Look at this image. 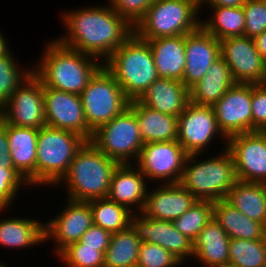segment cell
<instances>
[{"label":"cell","mask_w":266,"mask_h":267,"mask_svg":"<svg viewBox=\"0 0 266 267\" xmlns=\"http://www.w3.org/2000/svg\"><path fill=\"white\" fill-rule=\"evenodd\" d=\"M63 12L62 24L67 32L56 40L101 62L134 33V28L114 11L109 1L105 5L83 6Z\"/></svg>","instance_id":"cell-1"},{"label":"cell","mask_w":266,"mask_h":267,"mask_svg":"<svg viewBox=\"0 0 266 267\" xmlns=\"http://www.w3.org/2000/svg\"><path fill=\"white\" fill-rule=\"evenodd\" d=\"M44 47L33 67V74L44 87L80 95L103 65L98 58L66 47L56 38Z\"/></svg>","instance_id":"cell-2"},{"label":"cell","mask_w":266,"mask_h":267,"mask_svg":"<svg viewBox=\"0 0 266 267\" xmlns=\"http://www.w3.org/2000/svg\"><path fill=\"white\" fill-rule=\"evenodd\" d=\"M117 165L91 141H86L76 152L67 173L54 187L63 186L70 200L88 202L107 198L111 176Z\"/></svg>","instance_id":"cell-3"},{"label":"cell","mask_w":266,"mask_h":267,"mask_svg":"<svg viewBox=\"0 0 266 267\" xmlns=\"http://www.w3.org/2000/svg\"><path fill=\"white\" fill-rule=\"evenodd\" d=\"M224 143L216 156L200 159L201 153L189 154L179 183L197 200L216 202L225 199L238 181L234 160Z\"/></svg>","instance_id":"cell-4"},{"label":"cell","mask_w":266,"mask_h":267,"mask_svg":"<svg viewBox=\"0 0 266 267\" xmlns=\"http://www.w3.org/2000/svg\"><path fill=\"white\" fill-rule=\"evenodd\" d=\"M103 66L130 101L138 99L159 78L149 43L135 33L103 62Z\"/></svg>","instance_id":"cell-5"},{"label":"cell","mask_w":266,"mask_h":267,"mask_svg":"<svg viewBox=\"0 0 266 267\" xmlns=\"http://www.w3.org/2000/svg\"><path fill=\"white\" fill-rule=\"evenodd\" d=\"M85 142L74 132L41 127L37 137L36 186L53 188L67 173L76 152Z\"/></svg>","instance_id":"cell-6"},{"label":"cell","mask_w":266,"mask_h":267,"mask_svg":"<svg viewBox=\"0 0 266 267\" xmlns=\"http://www.w3.org/2000/svg\"><path fill=\"white\" fill-rule=\"evenodd\" d=\"M199 0H156L134 28L142 40L186 35L200 27Z\"/></svg>","instance_id":"cell-7"},{"label":"cell","mask_w":266,"mask_h":267,"mask_svg":"<svg viewBox=\"0 0 266 267\" xmlns=\"http://www.w3.org/2000/svg\"><path fill=\"white\" fill-rule=\"evenodd\" d=\"M88 128L95 132L129 107L130 100L102 65L80 94Z\"/></svg>","instance_id":"cell-8"},{"label":"cell","mask_w":266,"mask_h":267,"mask_svg":"<svg viewBox=\"0 0 266 267\" xmlns=\"http://www.w3.org/2000/svg\"><path fill=\"white\" fill-rule=\"evenodd\" d=\"M90 141L118 164H135L144 145L135 112L130 107L100 126Z\"/></svg>","instance_id":"cell-9"},{"label":"cell","mask_w":266,"mask_h":267,"mask_svg":"<svg viewBox=\"0 0 266 267\" xmlns=\"http://www.w3.org/2000/svg\"><path fill=\"white\" fill-rule=\"evenodd\" d=\"M188 155L177 140L145 143L135 165L149 182L179 183Z\"/></svg>","instance_id":"cell-10"},{"label":"cell","mask_w":266,"mask_h":267,"mask_svg":"<svg viewBox=\"0 0 266 267\" xmlns=\"http://www.w3.org/2000/svg\"><path fill=\"white\" fill-rule=\"evenodd\" d=\"M216 135L227 145V138L219 129L212 106L195 105L190 102L178 117L177 141L188 154L203 155L210 143L217 139Z\"/></svg>","instance_id":"cell-11"},{"label":"cell","mask_w":266,"mask_h":267,"mask_svg":"<svg viewBox=\"0 0 266 267\" xmlns=\"http://www.w3.org/2000/svg\"><path fill=\"white\" fill-rule=\"evenodd\" d=\"M0 118L7 124L40 129L46 126L44 86L32 74L10 95Z\"/></svg>","instance_id":"cell-12"},{"label":"cell","mask_w":266,"mask_h":267,"mask_svg":"<svg viewBox=\"0 0 266 267\" xmlns=\"http://www.w3.org/2000/svg\"><path fill=\"white\" fill-rule=\"evenodd\" d=\"M238 181L266 184V133L255 131L227 139Z\"/></svg>","instance_id":"cell-13"},{"label":"cell","mask_w":266,"mask_h":267,"mask_svg":"<svg viewBox=\"0 0 266 267\" xmlns=\"http://www.w3.org/2000/svg\"><path fill=\"white\" fill-rule=\"evenodd\" d=\"M219 43L221 57L236 83H266V61L258 52L253 38L230 37L219 40Z\"/></svg>","instance_id":"cell-14"},{"label":"cell","mask_w":266,"mask_h":267,"mask_svg":"<svg viewBox=\"0 0 266 267\" xmlns=\"http://www.w3.org/2000/svg\"><path fill=\"white\" fill-rule=\"evenodd\" d=\"M44 112L46 126L91 140L93 132L87 126L80 95L44 87Z\"/></svg>","instance_id":"cell-15"},{"label":"cell","mask_w":266,"mask_h":267,"mask_svg":"<svg viewBox=\"0 0 266 267\" xmlns=\"http://www.w3.org/2000/svg\"><path fill=\"white\" fill-rule=\"evenodd\" d=\"M252 84L236 83L212 105L220 131L231 136L252 132Z\"/></svg>","instance_id":"cell-16"},{"label":"cell","mask_w":266,"mask_h":267,"mask_svg":"<svg viewBox=\"0 0 266 267\" xmlns=\"http://www.w3.org/2000/svg\"><path fill=\"white\" fill-rule=\"evenodd\" d=\"M65 204L55 218L44 223L45 243L54 240L56 255L67 245L78 242L93 225L89 202L67 198Z\"/></svg>","instance_id":"cell-17"},{"label":"cell","mask_w":266,"mask_h":267,"mask_svg":"<svg viewBox=\"0 0 266 267\" xmlns=\"http://www.w3.org/2000/svg\"><path fill=\"white\" fill-rule=\"evenodd\" d=\"M130 227L141 242L160 245L179 258L183 265L194 256L193 241L178 231L172 221L156 220L134 213Z\"/></svg>","instance_id":"cell-18"},{"label":"cell","mask_w":266,"mask_h":267,"mask_svg":"<svg viewBox=\"0 0 266 267\" xmlns=\"http://www.w3.org/2000/svg\"><path fill=\"white\" fill-rule=\"evenodd\" d=\"M186 64L183 80L189 90L207 73L210 66L221 57L220 43L201 26L185 35Z\"/></svg>","instance_id":"cell-19"},{"label":"cell","mask_w":266,"mask_h":267,"mask_svg":"<svg viewBox=\"0 0 266 267\" xmlns=\"http://www.w3.org/2000/svg\"><path fill=\"white\" fill-rule=\"evenodd\" d=\"M196 201L197 199L180 183L160 184L159 187L148 189L144 207L140 213L156 220L173 221L184 214Z\"/></svg>","instance_id":"cell-20"},{"label":"cell","mask_w":266,"mask_h":267,"mask_svg":"<svg viewBox=\"0 0 266 267\" xmlns=\"http://www.w3.org/2000/svg\"><path fill=\"white\" fill-rule=\"evenodd\" d=\"M148 183L135 164H118L111 176L107 198L133 213H140L146 200Z\"/></svg>","instance_id":"cell-21"},{"label":"cell","mask_w":266,"mask_h":267,"mask_svg":"<svg viewBox=\"0 0 266 267\" xmlns=\"http://www.w3.org/2000/svg\"><path fill=\"white\" fill-rule=\"evenodd\" d=\"M0 124L6 129L8 153L14 168L30 187H36V150L39 129L7 124L1 118Z\"/></svg>","instance_id":"cell-22"},{"label":"cell","mask_w":266,"mask_h":267,"mask_svg":"<svg viewBox=\"0 0 266 267\" xmlns=\"http://www.w3.org/2000/svg\"><path fill=\"white\" fill-rule=\"evenodd\" d=\"M137 100L153 110L179 117L190 103V90L181 81L158 78Z\"/></svg>","instance_id":"cell-23"},{"label":"cell","mask_w":266,"mask_h":267,"mask_svg":"<svg viewBox=\"0 0 266 267\" xmlns=\"http://www.w3.org/2000/svg\"><path fill=\"white\" fill-rule=\"evenodd\" d=\"M229 240L224 229L212 218L193 240V258L205 267H228Z\"/></svg>","instance_id":"cell-24"},{"label":"cell","mask_w":266,"mask_h":267,"mask_svg":"<svg viewBox=\"0 0 266 267\" xmlns=\"http://www.w3.org/2000/svg\"><path fill=\"white\" fill-rule=\"evenodd\" d=\"M145 41L150 45L158 77L182 81L186 64L185 35Z\"/></svg>","instance_id":"cell-25"},{"label":"cell","mask_w":266,"mask_h":267,"mask_svg":"<svg viewBox=\"0 0 266 267\" xmlns=\"http://www.w3.org/2000/svg\"><path fill=\"white\" fill-rule=\"evenodd\" d=\"M129 107L135 112L144 144L177 140L178 117L153 110L137 99Z\"/></svg>","instance_id":"cell-26"},{"label":"cell","mask_w":266,"mask_h":267,"mask_svg":"<svg viewBox=\"0 0 266 267\" xmlns=\"http://www.w3.org/2000/svg\"><path fill=\"white\" fill-rule=\"evenodd\" d=\"M30 217H6L0 220V247L26 249L45 243L43 220Z\"/></svg>","instance_id":"cell-27"},{"label":"cell","mask_w":266,"mask_h":267,"mask_svg":"<svg viewBox=\"0 0 266 267\" xmlns=\"http://www.w3.org/2000/svg\"><path fill=\"white\" fill-rule=\"evenodd\" d=\"M236 84L226 61L220 57L208 69L205 76L190 89V102L212 106Z\"/></svg>","instance_id":"cell-28"},{"label":"cell","mask_w":266,"mask_h":267,"mask_svg":"<svg viewBox=\"0 0 266 267\" xmlns=\"http://www.w3.org/2000/svg\"><path fill=\"white\" fill-rule=\"evenodd\" d=\"M213 218L230 238L258 240L266 237V227L233 207L225 199L214 202Z\"/></svg>","instance_id":"cell-29"},{"label":"cell","mask_w":266,"mask_h":267,"mask_svg":"<svg viewBox=\"0 0 266 267\" xmlns=\"http://www.w3.org/2000/svg\"><path fill=\"white\" fill-rule=\"evenodd\" d=\"M225 200L266 227V184L237 181Z\"/></svg>","instance_id":"cell-30"},{"label":"cell","mask_w":266,"mask_h":267,"mask_svg":"<svg viewBox=\"0 0 266 267\" xmlns=\"http://www.w3.org/2000/svg\"><path fill=\"white\" fill-rule=\"evenodd\" d=\"M211 16L200 21V26L217 40L244 36L245 14L242 7L206 6Z\"/></svg>","instance_id":"cell-31"},{"label":"cell","mask_w":266,"mask_h":267,"mask_svg":"<svg viewBox=\"0 0 266 267\" xmlns=\"http://www.w3.org/2000/svg\"><path fill=\"white\" fill-rule=\"evenodd\" d=\"M141 243L131 227L112 233L104 253V267H136Z\"/></svg>","instance_id":"cell-32"},{"label":"cell","mask_w":266,"mask_h":267,"mask_svg":"<svg viewBox=\"0 0 266 267\" xmlns=\"http://www.w3.org/2000/svg\"><path fill=\"white\" fill-rule=\"evenodd\" d=\"M88 202L94 225L111 233H117L130 227V219L134 213L127 207L108 198L94 199Z\"/></svg>","instance_id":"cell-33"},{"label":"cell","mask_w":266,"mask_h":267,"mask_svg":"<svg viewBox=\"0 0 266 267\" xmlns=\"http://www.w3.org/2000/svg\"><path fill=\"white\" fill-rule=\"evenodd\" d=\"M266 262V237L258 240L230 238L228 267H262Z\"/></svg>","instance_id":"cell-34"},{"label":"cell","mask_w":266,"mask_h":267,"mask_svg":"<svg viewBox=\"0 0 266 267\" xmlns=\"http://www.w3.org/2000/svg\"><path fill=\"white\" fill-rule=\"evenodd\" d=\"M12 53L11 51L0 58V111L7 104L10 95L33 74V66L21 67Z\"/></svg>","instance_id":"cell-35"},{"label":"cell","mask_w":266,"mask_h":267,"mask_svg":"<svg viewBox=\"0 0 266 267\" xmlns=\"http://www.w3.org/2000/svg\"><path fill=\"white\" fill-rule=\"evenodd\" d=\"M214 202L197 200L184 214L173 220L174 227L193 241L213 218Z\"/></svg>","instance_id":"cell-36"},{"label":"cell","mask_w":266,"mask_h":267,"mask_svg":"<svg viewBox=\"0 0 266 267\" xmlns=\"http://www.w3.org/2000/svg\"><path fill=\"white\" fill-rule=\"evenodd\" d=\"M56 256L65 267H104V253L79 241L67 245Z\"/></svg>","instance_id":"cell-37"},{"label":"cell","mask_w":266,"mask_h":267,"mask_svg":"<svg viewBox=\"0 0 266 267\" xmlns=\"http://www.w3.org/2000/svg\"><path fill=\"white\" fill-rule=\"evenodd\" d=\"M182 261L160 245L142 242L136 267H178Z\"/></svg>","instance_id":"cell-38"},{"label":"cell","mask_w":266,"mask_h":267,"mask_svg":"<svg viewBox=\"0 0 266 267\" xmlns=\"http://www.w3.org/2000/svg\"><path fill=\"white\" fill-rule=\"evenodd\" d=\"M20 186L29 188L30 185L15 168L0 166V213L11 208L13 200L19 195V189H23Z\"/></svg>","instance_id":"cell-39"},{"label":"cell","mask_w":266,"mask_h":267,"mask_svg":"<svg viewBox=\"0 0 266 267\" xmlns=\"http://www.w3.org/2000/svg\"><path fill=\"white\" fill-rule=\"evenodd\" d=\"M243 11L244 36L254 39L266 30V0H247L243 5Z\"/></svg>","instance_id":"cell-40"},{"label":"cell","mask_w":266,"mask_h":267,"mask_svg":"<svg viewBox=\"0 0 266 267\" xmlns=\"http://www.w3.org/2000/svg\"><path fill=\"white\" fill-rule=\"evenodd\" d=\"M156 0H109L114 11L133 28L144 18L148 8Z\"/></svg>","instance_id":"cell-41"},{"label":"cell","mask_w":266,"mask_h":267,"mask_svg":"<svg viewBox=\"0 0 266 267\" xmlns=\"http://www.w3.org/2000/svg\"><path fill=\"white\" fill-rule=\"evenodd\" d=\"M252 132L266 129V83L252 84Z\"/></svg>","instance_id":"cell-42"},{"label":"cell","mask_w":266,"mask_h":267,"mask_svg":"<svg viewBox=\"0 0 266 267\" xmlns=\"http://www.w3.org/2000/svg\"><path fill=\"white\" fill-rule=\"evenodd\" d=\"M112 233L104 230L100 226L92 225L80 238L79 242L85 247L99 248V251L106 252Z\"/></svg>","instance_id":"cell-43"},{"label":"cell","mask_w":266,"mask_h":267,"mask_svg":"<svg viewBox=\"0 0 266 267\" xmlns=\"http://www.w3.org/2000/svg\"><path fill=\"white\" fill-rule=\"evenodd\" d=\"M8 151L9 144L6 129L0 124V166L5 168H14Z\"/></svg>","instance_id":"cell-44"},{"label":"cell","mask_w":266,"mask_h":267,"mask_svg":"<svg viewBox=\"0 0 266 267\" xmlns=\"http://www.w3.org/2000/svg\"><path fill=\"white\" fill-rule=\"evenodd\" d=\"M247 0H199L200 11L206 6H221V7H242Z\"/></svg>","instance_id":"cell-45"},{"label":"cell","mask_w":266,"mask_h":267,"mask_svg":"<svg viewBox=\"0 0 266 267\" xmlns=\"http://www.w3.org/2000/svg\"><path fill=\"white\" fill-rule=\"evenodd\" d=\"M254 42L258 52L262 55L266 61V30L254 38Z\"/></svg>","instance_id":"cell-46"},{"label":"cell","mask_w":266,"mask_h":267,"mask_svg":"<svg viewBox=\"0 0 266 267\" xmlns=\"http://www.w3.org/2000/svg\"><path fill=\"white\" fill-rule=\"evenodd\" d=\"M7 41V38H5L0 31V58L5 57L12 51V49L10 50L11 47H9L10 45Z\"/></svg>","instance_id":"cell-47"},{"label":"cell","mask_w":266,"mask_h":267,"mask_svg":"<svg viewBox=\"0 0 266 267\" xmlns=\"http://www.w3.org/2000/svg\"><path fill=\"white\" fill-rule=\"evenodd\" d=\"M1 261V260H0ZM5 264V265H4ZM0 267H8L6 263L0 262Z\"/></svg>","instance_id":"cell-48"}]
</instances>
